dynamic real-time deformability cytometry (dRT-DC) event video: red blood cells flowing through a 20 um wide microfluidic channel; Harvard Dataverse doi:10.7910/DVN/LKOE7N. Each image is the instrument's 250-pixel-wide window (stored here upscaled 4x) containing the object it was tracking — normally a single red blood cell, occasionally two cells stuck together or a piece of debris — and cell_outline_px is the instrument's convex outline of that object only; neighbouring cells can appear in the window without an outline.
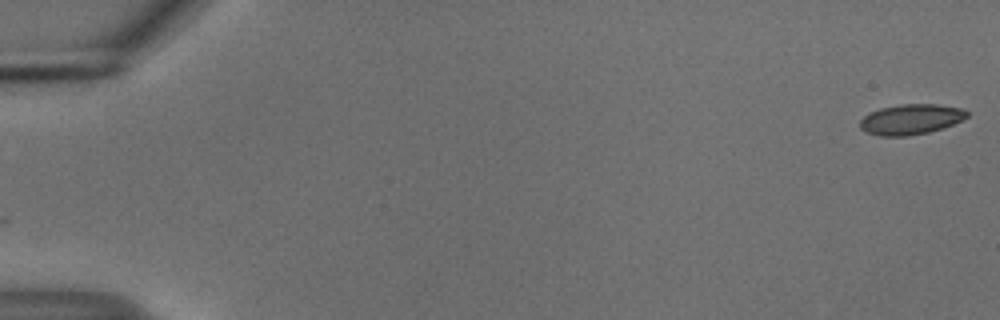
{"species": "common noctule bat (a hibernating species)", "species_latin": "Nyctalus noctula", "temperature_condition": "cold", "stored_images_in_passage": 55, "camera_frame_rate_fps": 3000, "um_per_image_px": 0.085, "animal": {"sex": "male", "body_mass_g": 18.8}, "frame": {"image": 1, "passage_image": 1, "time_ms": 0.0, "image_size_px": [1000, 320], "cell_outline_px": [[968, 116], [952, 124], [928, 132], [908, 136], [880, 136], [868, 132], [860, 128], [860, 120], [864, 116], [880, 108], [900, 104], [936, 104], [964, 108], [968, 112]], "centroid_in_image_um": [77.42, 10.13], "position_along_channel_um": 7.6, "area_um2": 18.73}}
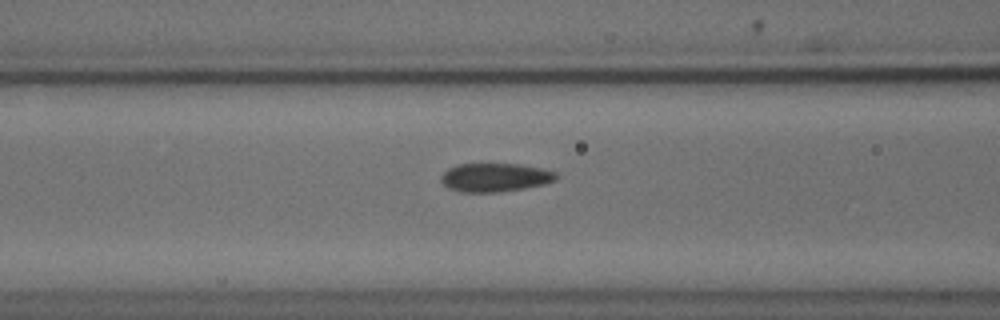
{"frame": {"image": 2, "passage_image": 23, "time_ms": 7.333, "image_size_px": [1000, 320], "cell_outline_px": [[556, 180], [544, 184], [524, 188], [500, 192], [460, 192], [448, 188], [440, 180], [440, 176], [448, 168], [456, 164], [520, 164], [544, 168], [556, 172]], "centroid_in_image_um": [42.06, 15.08], "position_along_channel_um": 124.5, "area_um2": 19.31}}
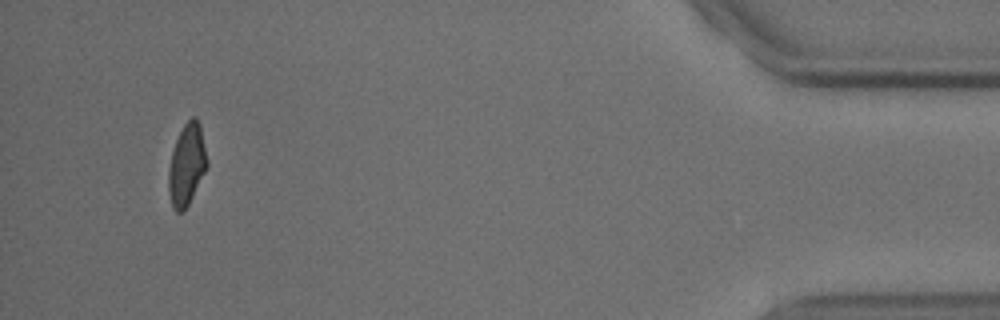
{"frame": {"image": 3, "passage_image": 52, "time_ms": 17.0, "image_size_px": [1000, 320], "cell_outline_px": [[208, 168], [184, 212], [176, 212], [172, 208], [168, 192], [168, 172], [172, 152], [176, 140], [184, 124], [192, 116], [196, 116], [200, 124], [208, 160]], "centroid_in_image_um": [15.89, 14.03], "position_along_channel_um": 419.3, "area_um2": 18.55}}